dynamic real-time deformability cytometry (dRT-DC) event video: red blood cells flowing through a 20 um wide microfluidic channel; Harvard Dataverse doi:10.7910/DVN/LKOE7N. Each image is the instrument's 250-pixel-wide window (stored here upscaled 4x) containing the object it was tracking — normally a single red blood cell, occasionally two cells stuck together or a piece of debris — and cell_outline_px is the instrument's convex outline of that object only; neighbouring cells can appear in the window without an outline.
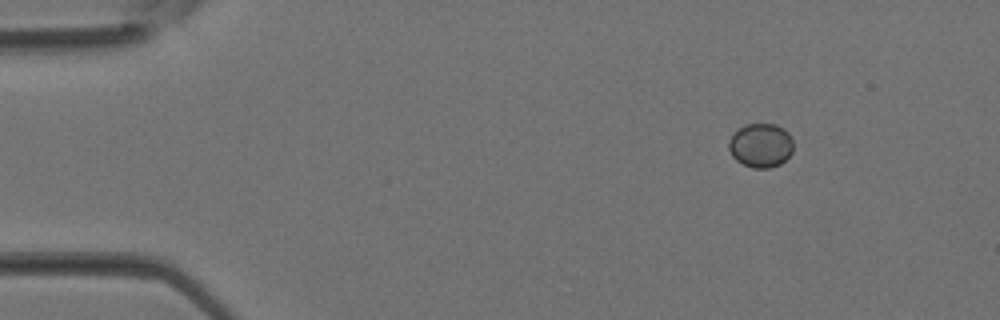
{"species": "Egyptian fruit bat (a non-hibernating species)", "species_latin": "Rousettus aegyptiacus", "temperature_condition": "room temperature", "stored_images_in_passage": 4, "camera_frame_rate_fps": 3000, "um_per_image_px": 0.085, "animal": {"sex": "female"}, "frame": {"image": 1, "passage_image": 1, "time_ms": 0.0, "image_size_px": [1000, 320], "cell_outline_px": [[792, 152], [780, 164], [768, 168], [752, 168], [736, 160], [732, 156], [728, 148], [728, 140], [736, 128], [744, 124], [776, 124], [784, 128], [788, 132], [792, 140]], "centroid_in_image_um": [64.63, 12.33], "position_along_channel_um": 20.4, "area_um2": 16.76}}
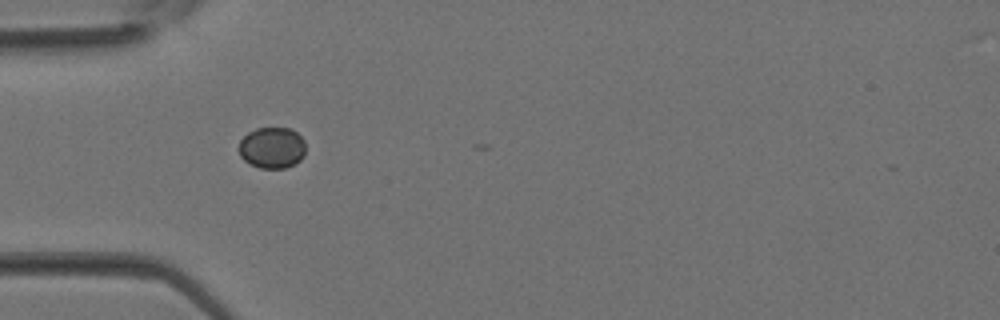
{"frame": {"image": 2, "passage_image": 3, "time_ms": 0.667, "image_size_px": [1000, 320], "cell_outline_px": [[304, 156], [300, 160], [284, 168], [260, 168], [244, 160], [240, 156], [236, 148], [240, 140], [248, 132], [256, 128], [292, 128], [304, 140]], "centroid_in_image_um": [23.09, 12.54], "position_along_channel_um": 61.9, "area_um2": 16.13}}